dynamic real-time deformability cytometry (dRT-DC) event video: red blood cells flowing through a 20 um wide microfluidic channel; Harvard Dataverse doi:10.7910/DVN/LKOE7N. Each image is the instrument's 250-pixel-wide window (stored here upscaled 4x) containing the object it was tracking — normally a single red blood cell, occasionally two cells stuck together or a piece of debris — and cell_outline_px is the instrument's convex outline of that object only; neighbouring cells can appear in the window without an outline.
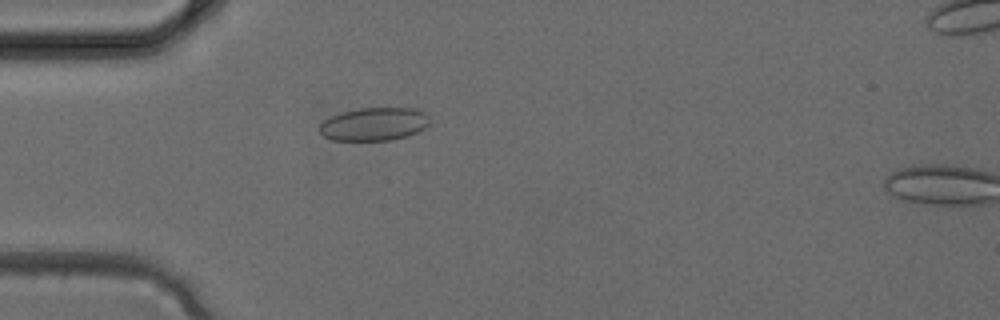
{"species": "common noctule bat (a hibernating species)", "species_latin": "Nyctalus noctula", "temperature_condition": "cold", "stored_images_in_passage": 4, "camera_frame_rate_fps": 3000, "um_per_image_px": 0.085, "animal": {"sex": "female", "body_mass_g": 24.6, "forearm_length_mm": 56.2}, "frame": {"image": 1, "passage_image": 3, "time_ms": 0.667, "image_size_px": [1000, 320], "cell_outline_px": [[428, 124], [424, 128], [408, 136], [392, 140], [332, 140], [324, 136], [320, 132], [320, 124], [324, 120], [340, 112], [360, 108], [416, 108], [424, 112], [428, 116]], "centroid_in_image_um": [31.8, 10.54], "position_along_channel_um": 53.2, "area_um2": 21.21}}